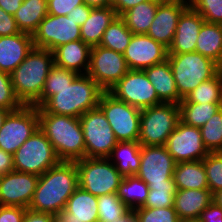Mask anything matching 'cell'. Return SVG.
<instances>
[{"label": "cell", "mask_w": 222, "mask_h": 222, "mask_svg": "<svg viewBox=\"0 0 222 222\" xmlns=\"http://www.w3.org/2000/svg\"><path fill=\"white\" fill-rule=\"evenodd\" d=\"M103 92L88 74H79L71 85L54 90V95L38 108V113L80 118L87 111L98 107Z\"/></svg>", "instance_id": "cell-2"}, {"label": "cell", "mask_w": 222, "mask_h": 222, "mask_svg": "<svg viewBox=\"0 0 222 222\" xmlns=\"http://www.w3.org/2000/svg\"><path fill=\"white\" fill-rule=\"evenodd\" d=\"M189 5V0H163L158 5L147 35L169 48L173 42L180 15Z\"/></svg>", "instance_id": "cell-19"}, {"label": "cell", "mask_w": 222, "mask_h": 222, "mask_svg": "<svg viewBox=\"0 0 222 222\" xmlns=\"http://www.w3.org/2000/svg\"><path fill=\"white\" fill-rule=\"evenodd\" d=\"M212 201L209 189H183L175 193L173 207L180 220L199 218Z\"/></svg>", "instance_id": "cell-24"}, {"label": "cell", "mask_w": 222, "mask_h": 222, "mask_svg": "<svg viewBox=\"0 0 222 222\" xmlns=\"http://www.w3.org/2000/svg\"><path fill=\"white\" fill-rule=\"evenodd\" d=\"M78 187L75 162L60 161L39 176L28 209L56 215L65 209L67 200Z\"/></svg>", "instance_id": "cell-1"}, {"label": "cell", "mask_w": 222, "mask_h": 222, "mask_svg": "<svg viewBox=\"0 0 222 222\" xmlns=\"http://www.w3.org/2000/svg\"><path fill=\"white\" fill-rule=\"evenodd\" d=\"M92 9V7L84 3L73 8L67 17L71 18L79 26H82L83 23L88 19Z\"/></svg>", "instance_id": "cell-48"}, {"label": "cell", "mask_w": 222, "mask_h": 222, "mask_svg": "<svg viewBox=\"0 0 222 222\" xmlns=\"http://www.w3.org/2000/svg\"><path fill=\"white\" fill-rule=\"evenodd\" d=\"M105 114L118 142H138L141 109L118 100L104 91L98 105Z\"/></svg>", "instance_id": "cell-9"}, {"label": "cell", "mask_w": 222, "mask_h": 222, "mask_svg": "<svg viewBox=\"0 0 222 222\" xmlns=\"http://www.w3.org/2000/svg\"><path fill=\"white\" fill-rule=\"evenodd\" d=\"M55 215L51 213L34 211L26 209V213L22 222H54Z\"/></svg>", "instance_id": "cell-49"}, {"label": "cell", "mask_w": 222, "mask_h": 222, "mask_svg": "<svg viewBox=\"0 0 222 222\" xmlns=\"http://www.w3.org/2000/svg\"><path fill=\"white\" fill-rule=\"evenodd\" d=\"M173 179L177 190L208 189L206 170L202 160L177 163Z\"/></svg>", "instance_id": "cell-27"}, {"label": "cell", "mask_w": 222, "mask_h": 222, "mask_svg": "<svg viewBox=\"0 0 222 222\" xmlns=\"http://www.w3.org/2000/svg\"><path fill=\"white\" fill-rule=\"evenodd\" d=\"M123 56L129 70H144L165 62L168 48L147 34H133Z\"/></svg>", "instance_id": "cell-18"}, {"label": "cell", "mask_w": 222, "mask_h": 222, "mask_svg": "<svg viewBox=\"0 0 222 222\" xmlns=\"http://www.w3.org/2000/svg\"><path fill=\"white\" fill-rule=\"evenodd\" d=\"M176 88L179 96L184 99L203 81L216 76L222 67L212 59L198 52L168 54Z\"/></svg>", "instance_id": "cell-5"}, {"label": "cell", "mask_w": 222, "mask_h": 222, "mask_svg": "<svg viewBox=\"0 0 222 222\" xmlns=\"http://www.w3.org/2000/svg\"><path fill=\"white\" fill-rule=\"evenodd\" d=\"M14 171L13 154L0 149V176Z\"/></svg>", "instance_id": "cell-50"}, {"label": "cell", "mask_w": 222, "mask_h": 222, "mask_svg": "<svg viewBox=\"0 0 222 222\" xmlns=\"http://www.w3.org/2000/svg\"><path fill=\"white\" fill-rule=\"evenodd\" d=\"M204 22L203 17L189 5L180 15L168 54L195 52L197 37Z\"/></svg>", "instance_id": "cell-21"}, {"label": "cell", "mask_w": 222, "mask_h": 222, "mask_svg": "<svg viewBox=\"0 0 222 222\" xmlns=\"http://www.w3.org/2000/svg\"><path fill=\"white\" fill-rule=\"evenodd\" d=\"M54 64L78 74H87L90 66L91 47L82 40L72 41L53 51Z\"/></svg>", "instance_id": "cell-23"}, {"label": "cell", "mask_w": 222, "mask_h": 222, "mask_svg": "<svg viewBox=\"0 0 222 222\" xmlns=\"http://www.w3.org/2000/svg\"><path fill=\"white\" fill-rule=\"evenodd\" d=\"M27 208L0 205V222H22Z\"/></svg>", "instance_id": "cell-45"}, {"label": "cell", "mask_w": 222, "mask_h": 222, "mask_svg": "<svg viewBox=\"0 0 222 222\" xmlns=\"http://www.w3.org/2000/svg\"><path fill=\"white\" fill-rule=\"evenodd\" d=\"M85 142V157L108 158L118 141L108 120L98 106L80 118Z\"/></svg>", "instance_id": "cell-10"}, {"label": "cell", "mask_w": 222, "mask_h": 222, "mask_svg": "<svg viewBox=\"0 0 222 222\" xmlns=\"http://www.w3.org/2000/svg\"><path fill=\"white\" fill-rule=\"evenodd\" d=\"M35 48L53 51L60 45L81 40L80 26L66 16L47 14L32 35Z\"/></svg>", "instance_id": "cell-14"}, {"label": "cell", "mask_w": 222, "mask_h": 222, "mask_svg": "<svg viewBox=\"0 0 222 222\" xmlns=\"http://www.w3.org/2000/svg\"><path fill=\"white\" fill-rule=\"evenodd\" d=\"M181 102L222 104V70L213 78L203 81Z\"/></svg>", "instance_id": "cell-34"}, {"label": "cell", "mask_w": 222, "mask_h": 222, "mask_svg": "<svg viewBox=\"0 0 222 222\" xmlns=\"http://www.w3.org/2000/svg\"><path fill=\"white\" fill-rule=\"evenodd\" d=\"M14 170L42 175L60 160L45 134L38 130L13 154Z\"/></svg>", "instance_id": "cell-8"}, {"label": "cell", "mask_w": 222, "mask_h": 222, "mask_svg": "<svg viewBox=\"0 0 222 222\" xmlns=\"http://www.w3.org/2000/svg\"><path fill=\"white\" fill-rule=\"evenodd\" d=\"M179 122L178 104L162 103L141 109L138 143L141 146H164Z\"/></svg>", "instance_id": "cell-6"}, {"label": "cell", "mask_w": 222, "mask_h": 222, "mask_svg": "<svg viewBox=\"0 0 222 222\" xmlns=\"http://www.w3.org/2000/svg\"><path fill=\"white\" fill-rule=\"evenodd\" d=\"M143 71L156 90L157 96L162 103L179 104L181 102L182 98L178 94L168 60L145 68Z\"/></svg>", "instance_id": "cell-25"}, {"label": "cell", "mask_w": 222, "mask_h": 222, "mask_svg": "<svg viewBox=\"0 0 222 222\" xmlns=\"http://www.w3.org/2000/svg\"><path fill=\"white\" fill-rule=\"evenodd\" d=\"M179 222H201L199 218L181 219Z\"/></svg>", "instance_id": "cell-57"}, {"label": "cell", "mask_w": 222, "mask_h": 222, "mask_svg": "<svg viewBox=\"0 0 222 222\" xmlns=\"http://www.w3.org/2000/svg\"><path fill=\"white\" fill-rule=\"evenodd\" d=\"M20 33L14 15L6 13L0 8V36L15 35Z\"/></svg>", "instance_id": "cell-46"}, {"label": "cell", "mask_w": 222, "mask_h": 222, "mask_svg": "<svg viewBox=\"0 0 222 222\" xmlns=\"http://www.w3.org/2000/svg\"><path fill=\"white\" fill-rule=\"evenodd\" d=\"M149 193L145 204L146 208H166L174 204V196L177 192L174 179L167 180V185L148 186Z\"/></svg>", "instance_id": "cell-39"}, {"label": "cell", "mask_w": 222, "mask_h": 222, "mask_svg": "<svg viewBox=\"0 0 222 222\" xmlns=\"http://www.w3.org/2000/svg\"><path fill=\"white\" fill-rule=\"evenodd\" d=\"M164 146L176 163L203 160L209 154L202 141L200 128L181 121Z\"/></svg>", "instance_id": "cell-16"}, {"label": "cell", "mask_w": 222, "mask_h": 222, "mask_svg": "<svg viewBox=\"0 0 222 222\" xmlns=\"http://www.w3.org/2000/svg\"><path fill=\"white\" fill-rule=\"evenodd\" d=\"M84 3L92 8H105L112 5L110 0H84Z\"/></svg>", "instance_id": "cell-53"}, {"label": "cell", "mask_w": 222, "mask_h": 222, "mask_svg": "<svg viewBox=\"0 0 222 222\" xmlns=\"http://www.w3.org/2000/svg\"><path fill=\"white\" fill-rule=\"evenodd\" d=\"M208 189L212 194L222 189V152L209 153L203 160Z\"/></svg>", "instance_id": "cell-40"}, {"label": "cell", "mask_w": 222, "mask_h": 222, "mask_svg": "<svg viewBox=\"0 0 222 222\" xmlns=\"http://www.w3.org/2000/svg\"><path fill=\"white\" fill-rule=\"evenodd\" d=\"M108 92L139 109L162 104L143 70H129Z\"/></svg>", "instance_id": "cell-13"}, {"label": "cell", "mask_w": 222, "mask_h": 222, "mask_svg": "<svg viewBox=\"0 0 222 222\" xmlns=\"http://www.w3.org/2000/svg\"><path fill=\"white\" fill-rule=\"evenodd\" d=\"M24 0H0V8L14 15Z\"/></svg>", "instance_id": "cell-52"}, {"label": "cell", "mask_w": 222, "mask_h": 222, "mask_svg": "<svg viewBox=\"0 0 222 222\" xmlns=\"http://www.w3.org/2000/svg\"><path fill=\"white\" fill-rule=\"evenodd\" d=\"M117 16L112 5L93 8L88 19L80 26L81 40L90 47L98 46L104 31Z\"/></svg>", "instance_id": "cell-26"}, {"label": "cell", "mask_w": 222, "mask_h": 222, "mask_svg": "<svg viewBox=\"0 0 222 222\" xmlns=\"http://www.w3.org/2000/svg\"><path fill=\"white\" fill-rule=\"evenodd\" d=\"M200 130L208 152H222V108Z\"/></svg>", "instance_id": "cell-38"}, {"label": "cell", "mask_w": 222, "mask_h": 222, "mask_svg": "<svg viewBox=\"0 0 222 222\" xmlns=\"http://www.w3.org/2000/svg\"><path fill=\"white\" fill-rule=\"evenodd\" d=\"M162 1L149 0L142 2L124 12L120 17L133 34H147L154 20L158 5Z\"/></svg>", "instance_id": "cell-30"}, {"label": "cell", "mask_w": 222, "mask_h": 222, "mask_svg": "<svg viewBox=\"0 0 222 222\" xmlns=\"http://www.w3.org/2000/svg\"><path fill=\"white\" fill-rule=\"evenodd\" d=\"M39 129L52 144L60 161L75 162L85 157V142L79 118L38 113Z\"/></svg>", "instance_id": "cell-3"}, {"label": "cell", "mask_w": 222, "mask_h": 222, "mask_svg": "<svg viewBox=\"0 0 222 222\" xmlns=\"http://www.w3.org/2000/svg\"><path fill=\"white\" fill-rule=\"evenodd\" d=\"M39 128L38 108L22 105L10 111L0 128V149L14 154Z\"/></svg>", "instance_id": "cell-11"}, {"label": "cell", "mask_w": 222, "mask_h": 222, "mask_svg": "<svg viewBox=\"0 0 222 222\" xmlns=\"http://www.w3.org/2000/svg\"><path fill=\"white\" fill-rule=\"evenodd\" d=\"M195 52L212 59L222 67V24L203 23L197 37Z\"/></svg>", "instance_id": "cell-28"}, {"label": "cell", "mask_w": 222, "mask_h": 222, "mask_svg": "<svg viewBox=\"0 0 222 222\" xmlns=\"http://www.w3.org/2000/svg\"><path fill=\"white\" fill-rule=\"evenodd\" d=\"M190 6L205 22L222 24V0H189Z\"/></svg>", "instance_id": "cell-42"}, {"label": "cell", "mask_w": 222, "mask_h": 222, "mask_svg": "<svg viewBox=\"0 0 222 222\" xmlns=\"http://www.w3.org/2000/svg\"><path fill=\"white\" fill-rule=\"evenodd\" d=\"M57 222H97V197L78 187L69 197L64 210L55 215Z\"/></svg>", "instance_id": "cell-20"}, {"label": "cell", "mask_w": 222, "mask_h": 222, "mask_svg": "<svg viewBox=\"0 0 222 222\" xmlns=\"http://www.w3.org/2000/svg\"><path fill=\"white\" fill-rule=\"evenodd\" d=\"M178 106L180 121L198 128L204 126L222 108V104H198L191 102H180Z\"/></svg>", "instance_id": "cell-33"}, {"label": "cell", "mask_w": 222, "mask_h": 222, "mask_svg": "<svg viewBox=\"0 0 222 222\" xmlns=\"http://www.w3.org/2000/svg\"><path fill=\"white\" fill-rule=\"evenodd\" d=\"M140 168L136 176L148 186L167 185L173 178L176 161L165 146H141Z\"/></svg>", "instance_id": "cell-15"}, {"label": "cell", "mask_w": 222, "mask_h": 222, "mask_svg": "<svg viewBox=\"0 0 222 222\" xmlns=\"http://www.w3.org/2000/svg\"><path fill=\"white\" fill-rule=\"evenodd\" d=\"M75 164L79 187L96 197L117 193L123 176L108 158L84 157Z\"/></svg>", "instance_id": "cell-7"}, {"label": "cell", "mask_w": 222, "mask_h": 222, "mask_svg": "<svg viewBox=\"0 0 222 222\" xmlns=\"http://www.w3.org/2000/svg\"><path fill=\"white\" fill-rule=\"evenodd\" d=\"M47 14V0H24L14 14V19L20 32L33 35Z\"/></svg>", "instance_id": "cell-31"}, {"label": "cell", "mask_w": 222, "mask_h": 222, "mask_svg": "<svg viewBox=\"0 0 222 222\" xmlns=\"http://www.w3.org/2000/svg\"><path fill=\"white\" fill-rule=\"evenodd\" d=\"M84 4V0H47L48 14L66 16L73 8Z\"/></svg>", "instance_id": "cell-44"}, {"label": "cell", "mask_w": 222, "mask_h": 222, "mask_svg": "<svg viewBox=\"0 0 222 222\" xmlns=\"http://www.w3.org/2000/svg\"><path fill=\"white\" fill-rule=\"evenodd\" d=\"M148 185L136 175L125 176L117 191L121 201L132 211L145 204L148 193Z\"/></svg>", "instance_id": "cell-32"}, {"label": "cell", "mask_w": 222, "mask_h": 222, "mask_svg": "<svg viewBox=\"0 0 222 222\" xmlns=\"http://www.w3.org/2000/svg\"><path fill=\"white\" fill-rule=\"evenodd\" d=\"M140 149L138 142H118L108 159L123 177L136 175L141 162Z\"/></svg>", "instance_id": "cell-29"}, {"label": "cell", "mask_w": 222, "mask_h": 222, "mask_svg": "<svg viewBox=\"0 0 222 222\" xmlns=\"http://www.w3.org/2000/svg\"><path fill=\"white\" fill-rule=\"evenodd\" d=\"M38 180V175L16 170L1 175L0 205L28 208Z\"/></svg>", "instance_id": "cell-17"}, {"label": "cell", "mask_w": 222, "mask_h": 222, "mask_svg": "<svg viewBox=\"0 0 222 222\" xmlns=\"http://www.w3.org/2000/svg\"><path fill=\"white\" fill-rule=\"evenodd\" d=\"M54 65L53 52L33 48L10 74L14 93L22 105L33 106L41 97L49 70Z\"/></svg>", "instance_id": "cell-4"}, {"label": "cell", "mask_w": 222, "mask_h": 222, "mask_svg": "<svg viewBox=\"0 0 222 222\" xmlns=\"http://www.w3.org/2000/svg\"><path fill=\"white\" fill-rule=\"evenodd\" d=\"M118 222H136V217L134 216L133 212H131L128 216Z\"/></svg>", "instance_id": "cell-56"}, {"label": "cell", "mask_w": 222, "mask_h": 222, "mask_svg": "<svg viewBox=\"0 0 222 222\" xmlns=\"http://www.w3.org/2000/svg\"><path fill=\"white\" fill-rule=\"evenodd\" d=\"M199 219L201 222H222V207L215 201H212L209 206L201 212Z\"/></svg>", "instance_id": "cell-47"}, {"label": "cell", "mask_w": 222, "mask_h": 222, "mask_svg": "<svg viewBox=\"0 0 222 222\" xmlns=\"http://www.w3.org/2000/svg\"><path fill=\"white\" fill-rule=\"evenodd\" d=\"M9 112H10L9 110H5V109L0 108V128L2 127L3 122Z\"/></svg>", "instance_id": "cell-55"}, {"label": "cell", "mask_w": 222, "mask_h": 222, "mask_svg": "<svg viewBox=\"0 0 222 222\" xmlns=\"http://www.w3.org/2000/svg\"><path fill=\"white\" fill-rule=\"evenodd\" d=\"M136 222H179L180 219L173 206L166 208L138 207L132 210Z\"/></svg>", "instance_id": "cell-41"}, {"label": "cell", "mask_w": 222, "mask_h": 222, "mask_svg": "<svg viewBox=\"0 0 222 222\" xmlns=\"http://www.w3.org/2000/svg\"><path fill=\"white\" fill-rule=\"evenodd\" d=\"M213 201L222 207V189L213 194Z\"/></svg>", "instance_id": "cell-54"}, {"label": "cell", "mask_w": 222, "mask_h": 222, "mask_svg": "<svg viewBox=\"0 0 222 222\" xmlns=\"http://www.w3.org/2000/svg\"><path fill=\"white\" fill-rule=\"evenodd\" d=\"M98 215L101 222H118L132 211L121 201L117 193L97 197Z\"/></svg>", "instance_id": "cell-37"}, {"label": "cell", "mask_w": 222, "mask_h": 222, "mask_svg": "<svg viewBox=\"0 0 222 222\" xmlns=\"http://www.w3.org/2000/svg\"><path fill=\"white\" fill-rule=\"evenodd\" d=\"M145 1L149 0H114L112 7L115 9L116 14L121 16L127 10Z\"/></svg>", "instance_id": "cell-51"}, {"label": "cell", "mask_w": 222, "mask_h": 222, "mask_svg": "<svg viewBox=\"0 0 222 222\" xmlns=\"http://www.w3.org/2000/svg\"><path fill=\"white\" fill-rule=\"evenodd\" d=\"M22 106L16 97L9 73L0 71V108L14 111Z\"/></svg>", "instance_id": "cell-43"}, {"label": "cell", "mask_w": 222, "mask_h": 222, "mask_svg": "<svg viewBox=\"0 0 222 222\" xmlns=\"http://www.w3.org/2000/svg\"><path fill=\"white\" fill-rule=\"evenodd\" d=\"M132 36L124 20L117 16L104 31L99 45L123 54Z\"/></svg>", "instance_id": "cell-35"}, {"label": "cell", "mask_w": 222, "mask_h": 222, "mask_svg": "<svg viewBox=\"0 0 222 222\" xmlns=\"http://www.w3.org/2000/svg\"><path fill=\"white\" fill-rule=\"evenodd\" d=\"M34 48L32 35L20 32L0 36V71L11 74Z\"/></svg>", "instance_id": "cell-22"}, {"label": "cell", "mask_w": 222, "mask_h": 222, "mask_svg": "<svg viewBox=\"0 0 222 222\" xmlns=\"http://www.w3.org/2000/svg\"><path fill=\"white\" fill-rule=\"evenodd\" d=\"M78 75L79 74L76 72L57 67L54 64L49 70L42 95L33 106H36L37 108L41 107L51 96L54 95V90L63 89L67 85H71Z\"/></svg>", "instance_id": "cell-36"}, {"label": "cell", "mask_w": 222, "mask_h": 222, "mask_svg": "<svg viewBox=\"0 0 222 222\" xmlns=\"http://www.w3.org/2000/svg\"><path fill=\"white\" fill-rule=\"evenodd\" d=\"M129 71L122 53L103 46L91 47L87 74L104 90L109 91Z\"/></svg>", "instance_id": "cell-12"}]
</instances>
